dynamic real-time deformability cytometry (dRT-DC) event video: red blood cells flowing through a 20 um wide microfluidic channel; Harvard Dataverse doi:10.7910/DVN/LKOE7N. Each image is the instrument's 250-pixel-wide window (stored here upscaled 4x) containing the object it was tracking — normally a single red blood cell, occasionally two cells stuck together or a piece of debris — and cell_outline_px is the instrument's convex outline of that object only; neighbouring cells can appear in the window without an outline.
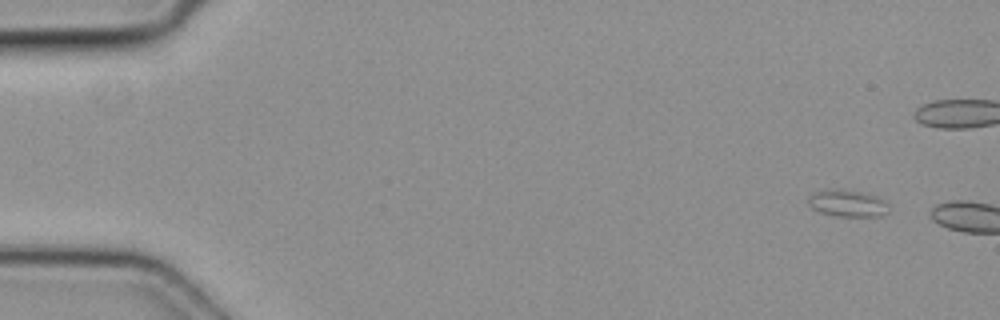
{"species": "common noctule bat (a hibernating species)", "species_latin": "Nyctalus noctula", "temperature_condition": "cold", "stored_images_in_passage": 2, "camera_frame_rate_fps": 3000, "um_per_image_px": 0.085, "animal": {"sex": "female", "body_mass_g": 19.3, "forearm_length_mm": 54.1}, "frame": {"image": 1, "passage_image": 1, "time_ms": 0.0, "image_size_px": [1000, 320], "cell_outline_px": [[888, 212], [880, 216], [836, 216], [820, 212], [812, 208], [808, 204], [808, 200], [816, 192], [840, 188], [868, 192], [876, 196], [888, 204]], "centroid_in_image_um": [72.08, 17.27], "position_along_channel_um": 12.9, "area_um2": 12.6}}